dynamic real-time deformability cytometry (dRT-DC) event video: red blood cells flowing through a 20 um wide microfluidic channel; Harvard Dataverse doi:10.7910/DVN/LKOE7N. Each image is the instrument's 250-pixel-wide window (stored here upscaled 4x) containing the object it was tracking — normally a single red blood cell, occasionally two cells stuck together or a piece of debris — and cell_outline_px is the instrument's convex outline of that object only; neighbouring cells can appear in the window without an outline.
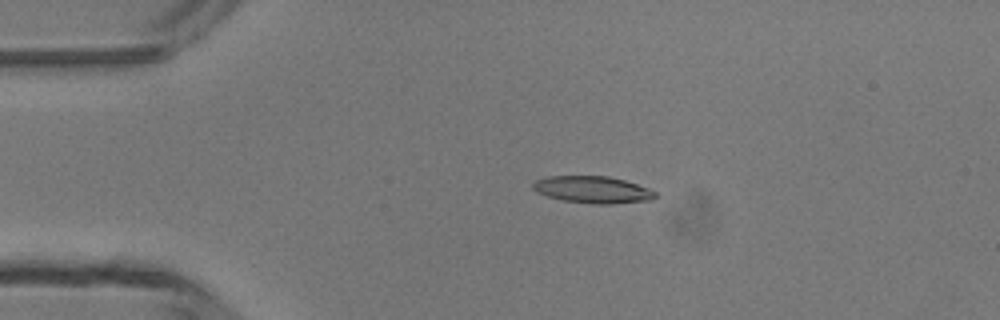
{"species": "common noctule bat (a hibernating species)", "species_latin": "Nyctalus noctula", "temperature_condition": "room temperature", "stored_images_in_passage": 3, "camera_frame_rate_fps": 3000, "um_per_image_px": 0.085, "animal": {"sex": "male", "body_mass_g": 13.3}, "frame": {"image": 1, "passage_image": 2, "time_ms": 1.0, "image_size_px": [1000, 320], "cell_outline_px": [[656, 196], [652, 200], [612, 204], [592, 204], [564, 200], [548, 196], [536, 192], [532, 188], [532, 184], [536, 180], [548, 176], [608, 176], [624, 180], [648, 188], [656, 192]], "centroid_in_image_um": [50.38, 16.12], "position_along_channel_um": 34.6, "area_um2": 19.19}}